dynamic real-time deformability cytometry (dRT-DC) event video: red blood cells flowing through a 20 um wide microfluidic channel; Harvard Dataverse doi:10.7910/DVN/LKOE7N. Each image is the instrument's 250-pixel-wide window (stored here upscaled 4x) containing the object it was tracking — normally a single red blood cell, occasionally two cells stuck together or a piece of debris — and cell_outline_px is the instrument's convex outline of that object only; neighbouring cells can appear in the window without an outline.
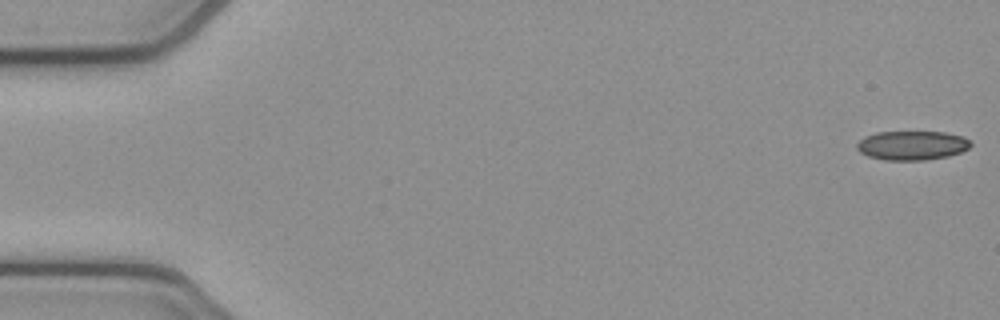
{"species": "common noctule bat (a hibernating species)", "species_latin": "Nyctalus noctula", "temperature_condition": "cold", "stored_images_in_passage": 53, "camera_frame_rate_fps": 3000, "um_per_image_px": 0.085, "animal": {"sex": "female", "body_mass_g": 21.9}, "frame": {"image": 1, "passage_image": 1, "time_ms": 0.0, "image_size_px": [1000, 320], "cell_outline_px": [[972, 144], [968, 148], [960, 152], [948, 156], [924, 160], [884, 160], [868, 156], [860, 152], [856, 148], [856, 144], [864, 136], [876, 132], [944, 132], [964, 136]], "centroid_in_image_um": [77.5, 12.36], "position_along_channel_um": 7.5, "area_um2": 19.36}}
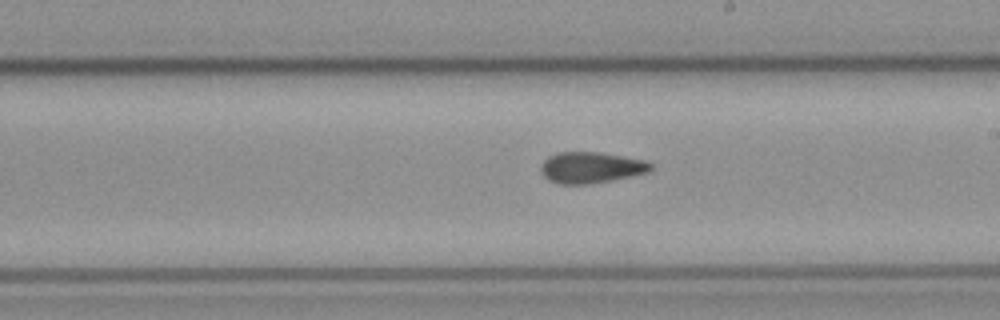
{"frame": {"image": 2, "passage_image": 30, "time_ms": 9.667, "image_size_px": [1000, 320], "cell_outline_px": [[652, 168], [648, 172], [632, 176], [612, 180], [588, 184], [560, 184], [548, 180], [540, 172], [540, 164], [548, 156], [560, 152], [600, 152], [644, 160], [652, 164]], "centroid_in_image_um": [50.2, 14.24], "position_along_channel_um": 238.8, "area_um2": 20.0}}
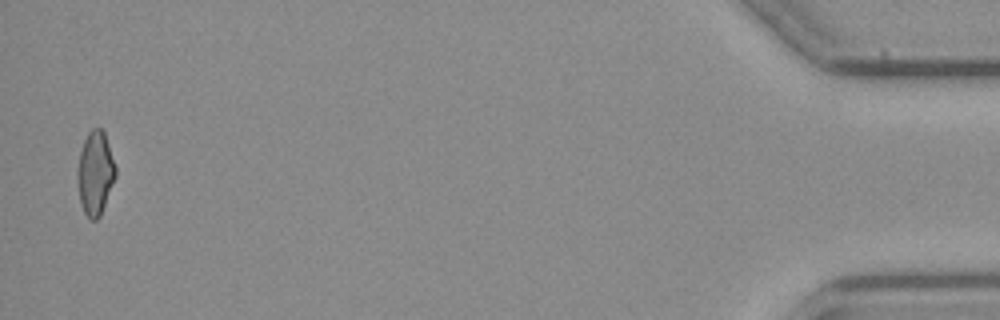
{"frame": {"image": 3, "passage_image": 52, "time_ms": 17.0, "image_size_px": [1000, 320], "cell_outline_px": [[116, 176], [100, 216], [96, 220], [92, 220], [84, 212], [80, 200], [76, 180], [76, 172], [80, 152], [84, 140], [88, 132], [92, 128], [100, 128], [104, 132], [116, 168]], "centroid_in_image_um": [8.08, 14.71], "position_along_channel_um": 427.1, "area_um2": 18.5}, "authors_computed_cell_mechanics": {"area_um2": 19.8832, "velocity_mm_per_s": 3.8698, "shape_relaxation_time_tau1_ms": 6.3353, "shape_relaxation_time_tau2_ms": 5.5875, "deformation_change_tau1": 0.1092, "deformation_change_tau2": 0.1099}}